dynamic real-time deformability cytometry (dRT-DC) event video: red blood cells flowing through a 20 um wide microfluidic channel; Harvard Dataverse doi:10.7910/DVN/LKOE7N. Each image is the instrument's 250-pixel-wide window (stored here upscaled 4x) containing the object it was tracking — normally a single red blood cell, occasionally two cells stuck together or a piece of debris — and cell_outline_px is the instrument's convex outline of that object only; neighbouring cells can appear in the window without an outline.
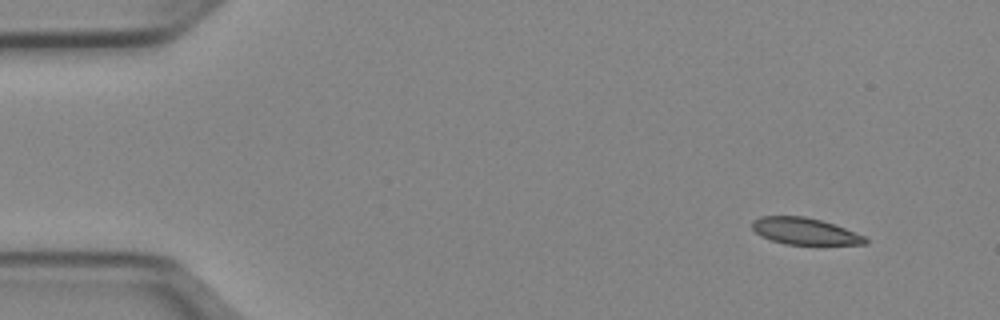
{"species": "Egyptian fruit bat (a non-hibernating species)", "species_latin": "Rousettus aegyptiacus", "temperature_condition": "cold", "stored_images_in_passage": 48, "camera_frame_rate_fps": 3000, "um_per_image_px": 0.085, "animal": {"sex": "female"}, "frame": {"image": 1, "passage_image": 1, "time_ms": 0.0, "image_size_px": [1000, 320], "cell_outline_px": [[868, 244], [784, 244], [760, 236], [752, 228], [752, 220], [760, 216], [804, 216], [820, 220], [844, 228], [864, 236], [868, 240]], "centroid_in_image_um": [68.36, 19.65], "position_along_channel_um": 16.6, "area_um2": 17.4}}
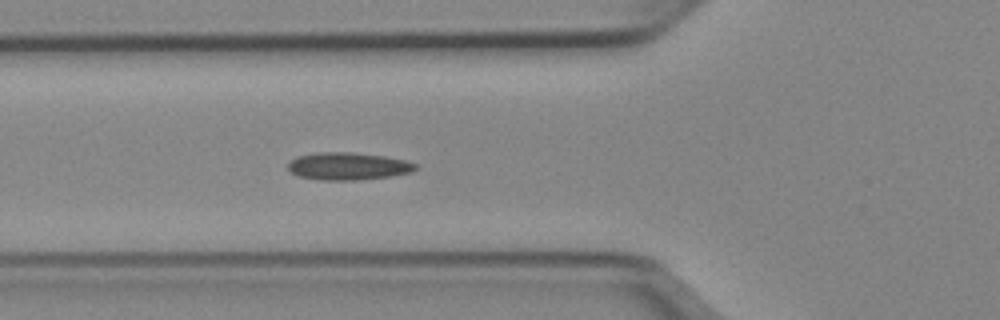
{"frame": {"image": 2, "passage_image": 15, "time_ms": 4.667, "image_size_px": [1000, 320], "cell_outline_px": [[420, 168], [412, 172], [388, 176], [360, 180], [320, 180], [300, 176], [288, 172], [288, 160], [296, 156], [320, 152], [352, 152], [384, 156], [404, 160], [416, 164]], "centroid_in_image_um": [29.55, 14.12], "position_along_channel_um": 96.2, "area_um2": 20.58}}
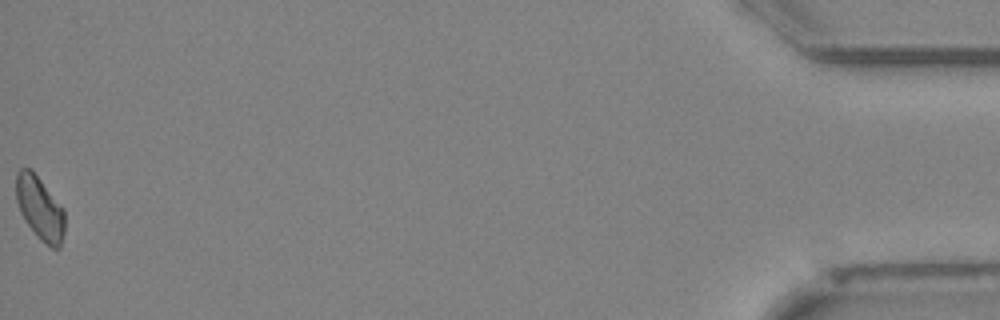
{"frame": {"image": 3, "passage_image": 48, "time_ms": 15.667, "image_size_px": [1000, 320], "cell_outline_px": [[64, 232], [60, 248], [52, 248], [28, 224], [20, 212], [16, 200], [16, 172], [20, 168], [32, 168], [64, 208]], "centroid_in_image_um": [3.39, 17.61], "position_along_channel_um": 431.8, "area_um2": 17.8}}